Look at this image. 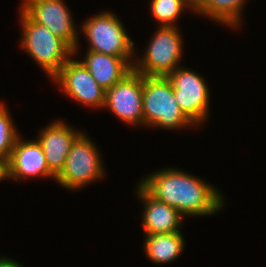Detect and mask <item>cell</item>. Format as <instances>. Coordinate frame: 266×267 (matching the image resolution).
I'll use <instances>...</instances> for the list:
<instances>
[{"mask_svg": "<svg viewBox=\"0 0 266 267\" xmlns=\"http://www.w3.org/2000/svg\"><path fill=\"white\" fill-rule=\"evenodd\" d=\"M137 195L145 206L142 225L146 235L180 232L182 214L177 209L157 200L140 183Z\"/></svg>", "mask_w": 266, "mask_h": 267, "instance_id": "obj_13", "label": "cell"}, {"mask_svg": "<svg viewBox=\"0 0 266 267\" xmlns=\"http://www.w3.org/2000/svg\"><path fill=\"white\" fill-rule=\"evenodd\" d=\"M143 58L134 59L133 70L144 76H167L178 68L182 57V37L176 26H158Z\"/></svg>", "mask_w": 266, "mask_h": 267, "instance_id": "obj_5", "label": "cell"}, {"mask_svg": "<svg viewBox=\"0 0 266 267\" xmlns=\"http://www.w3.org/2000/svg\"><path fill=\"white\" fill-rule=\"evenodd\" d=\"M145 237V253L155 264L174 261L185 247L184 237L181 232L156 233Z\"/></svg>", "mask_w": 266, "mask_h": 267, "instance_id": "obj_15", "label": "cell"}, {"mask_svg": "<svg viewBox=\"0 0 266 267\" xmlns=\"http://www.w3.org/2000/svg\"><path fill=\"white\" fill-rule=\"evenodd\" d=\"M21 10L34 22L48 29L77 52V28L63 0H24Z\"/></svg>", "mask_w": 266, "mask_h": 267, "instance_id": "obj_9", "label": "cell"}, {"mask_svg": "<svg viewBox=\"0 0 266 267\" xmlns=\"http://www.w3.org/2000/svg\"><path fill=\"white\" fill-rule=\"evenodd\" d=\"M101 162L103 163L95 143L81 133L71 144L64 167L55 181L69 190L84 187L105 176Z\"/></svg>", "mask_w": 266, "mask_h": 267, "instance_id": "obj_6", "label": "cell"}, {"mask_svg": "<svg viewBox=\"0 0 266 267\" xmlns=\"http://www.w3.org/2000/svg\"><path fill=\"white\" fill-rule=\"evenodd\" d=\"M177 104L184 115L199 125L208 119L209 90L205 80L198 73L178 67L167 75Z\"/></svg>", "mask_w": 266, "mask_h": 267, "instance_id": "obj_7", "label": "cell"}, {"mask_svg": "<svg viewBox=\"0 0 266 267\" xmlns=\"http://www.w3.org/2000/svg\"><path fill=\"white\" fill-rule=\"evenodd\" d=\"M20 17L21 45L24 51L53 79L74 55V50L47 26L32 21L21 9Z\"/></svg>", "mask_w": 266, "mask_h": 267, "instance_id": "obj_2", "label": "cell"}, {"mask_svg": "<svg viewBox=\"0 0 266 267\" xmlns=\"http://www.w3.org/2000/svg\"><path fill=\"white\" fill-rule=\"evenodd\" d=\"M81 133L59 120L41 130L36 140L42 147L49 170L55 176L62 171L71 144Z\"/></svg>", "mask_w": 266, "mask_h": 267, "instance_id": "obj_12", "label": "cell"}, {"mask_svg": "<svg viewBox=\"0 0 266 267\" xmlns=\"http://www.w3.org/2000/svg\"><path fill=\"white\" fill-rule=\"evenodd\" d=\"M82 31L89 40V49L97 53L108 54L126 59L134 64V42L128 36L121 20L110 11H105L86 20Z\"/></svg>", "mask_w": 266, "mask_h": 267, "instance_id": "obj_4", "label": "cell"}, {"mask_svg": "<svg viewBox=\"0 0 266 267\" xmlns=\"http://www.w3.org/2000/svg\"><path fill=\"white\" fill-rule=\"evenodd\" d=\"M6 179L5 162L0 159V181Z\"/></svg>", "mask_w": 266, "mask_h": 267, "instance_id": "obj_20", "label": "cell"}, {"mask_svg": "<svg viewBox=\"0 0 266 267\" xmlns=\"http://www.w3.org/2000/svg\"><path fill=\"white\" fill-rule=\"evenodd\" d=\"M95 81L107 91L133 70V66L122 57L87 50L81 61Z\"/></svg>", "mask_w": 266, "mask_h": 267, "instance_id": "obj_14", "label": "cell"}, {"mask_svg": "<svg viewBox=\"0 0 266 267\" xmlns=\"http://www.w3.org/2000/svg\"><path fill=\"white\" fill-rule=\"evenodd\" d=\"M10 116L5 105L0 104V159L4 162L10 158L15 142L20 136Z\"/></svg>", "mask_w": 266, "mask_h": 267, "instance_id": "obj_18", "label": "cell"}, {"mask_svg": "<svg viewBox=\"0 0 266 267\" xmlns=\"http://www.w3.org/2000/svg\"><path fill=\"white\" fill-rule=\"evenodd\" d=\"M144 75L132 70L122 80L105 91L103 108L110 109L125 124L144 126L143 118Z\"/></svg>", "mask_w": 266, "mask_h": 267, "instance_id": "obj_8", "label": "cell"}, {"mask_svg": "<svg viewBox=\"0 0 266 267\" xmlns=\"http://www.w3.org/2000/svg\"><path fill=\"white\" fill-rule=\"evenodd\" d=\"M71 99L93 108H103L105 90L95 81L81 61L70 58L53 78Z\"/></svg>", "mask_w": 266, "mask_h": 267, "instance_id": "obj_10", "label": "cell"}, {"mask_svg": "<svg viewBox=\"0 0 266 267\" xmlns=\"http://www.w3.org/2000/svg\"><path fill=\"white\" fill-rule=\"evenodd\" d=\"M6 178L23 180L30 177L56 176L49 170L41 145L37 140H20L17 138L10 158L5 162Z\"/></svg>", "mask_w": 266, "mask_h": 267, "instance_id": "obj_11", "label": "cell"}, {"mask_svg": "<svg viewBox=\"0 0 266 267\" xmlns=\"http://www.w3.org/2000/svg\"><path fill=\"white\" fill-rule=\"evenodd\" d=\"M150 8L160 26H175L174 22L186 8L195 11V3L192 0H151Z\"/></svg>", "mask_w": 266, "mask_h": 267, "instance_id": "obj_17", "label": "cell"}, {"mask_svg": "<svg viewBox=\"0 0 266 267\" xmlns=\"http://www.w3.org/2000/svg\"><path fill=\"white\" fill-rule=\"evenodd\" d=\"M246 0H198L195 11L212 20L228 25L229 27L241 26V14Z\"/></svg>", "mask_w": 266, "mask_h": 267, "instance_id": "obj_16", "label": "cell"}, {"mask_svg": "<svg viewBox=\"0 0 266 267\" xmlns=\"http://www.w3.org/2000/svg\"><path fill=\"white\" fill-rule=\"evenodd\" d=\"M0 267H24V266L12 259L0 257Z\"/></svg>", "mask_w": 266, "mask_h": 267, "instance_id": "obj_19", "label": "cell"}, {"mask_svg": "<svg viewBox=\"0 0 266 267\" xmlns=\"http://www.w3.org/2000/svg\"><path fill=\"white\" fill-rule=\"evenodd\" d=\"M140 184L157 200L177 209L182 216L214 215L224 205L223 196L217 188L176 168L149 174Z\"/></svg>", "mask_w": 266, "mask_h": 267, "instance_id": "obj_1", "label": "cell"}, {"mask_svg": "<svg viewBox=\"0 0 266 267\" xmlns=\"http://www.w3.org/2000/svg\"><path fill=\"white\" fill-rule=\"evenodd\" d=\"M142 106L144 126L167 130L195 126L177 104L167 76H144Z\"/></svg>", "mask_w": 266, "mask_h": 267, "instance_id": "obj_3", "label": "cell"}]
</instances>
